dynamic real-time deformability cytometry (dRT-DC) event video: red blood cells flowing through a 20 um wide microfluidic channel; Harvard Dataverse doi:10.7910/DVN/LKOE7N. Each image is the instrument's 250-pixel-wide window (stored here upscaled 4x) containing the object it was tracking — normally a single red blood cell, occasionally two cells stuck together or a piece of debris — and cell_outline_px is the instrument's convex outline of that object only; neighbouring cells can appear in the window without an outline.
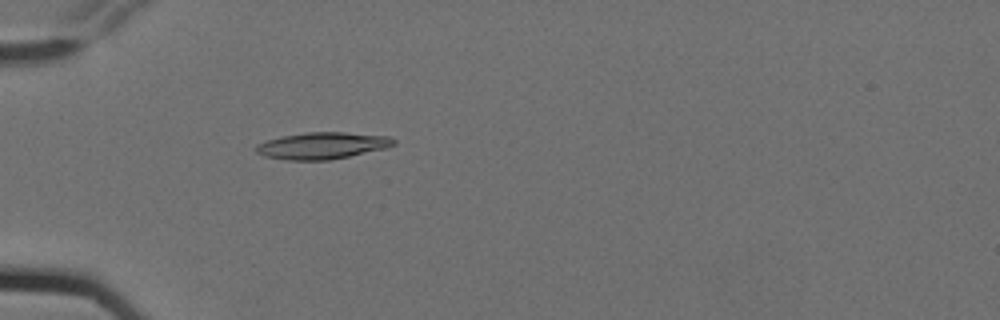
{"species": "Egyptian fruit bat (a non-hibernating species)", "species_latin": "Rousettus aegyptiacus", "temperature_condition": "cold", "stored_images_in_passage": 5, "camera_frame_rate_fps": 3000, "um_per_image_px": 0.085, "animal": {"sex": "female"}, "frame": {"image": 1, "passage_image": 5, "time_ms": 1.333, "image_size_px": [1000, 320], "cell_outline_px": [[396, 144], [388, 148], [328, 160], [288, 160], [264, 156], [256, 152], [256, 144], [280, 136], [308, 132], [344, 132], [388, 136], [396, 140]], "centroid_in_image_um": [27.41, 12.37], "position_along_channel_um": 57.6, "area_um2": 21.44}}